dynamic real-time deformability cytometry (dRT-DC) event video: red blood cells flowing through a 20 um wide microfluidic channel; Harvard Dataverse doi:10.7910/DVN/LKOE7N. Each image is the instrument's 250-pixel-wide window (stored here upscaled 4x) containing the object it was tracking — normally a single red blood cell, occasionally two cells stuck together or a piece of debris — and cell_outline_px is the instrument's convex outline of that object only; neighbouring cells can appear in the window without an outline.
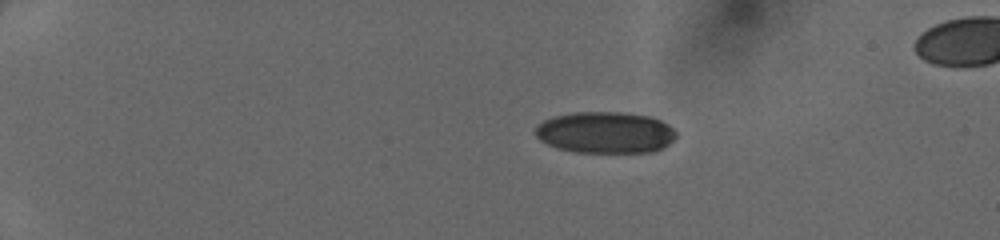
{"species": "human", "species_latin": "Homo sapiens", "temperature_condition": "cold", "stored_images_in_passage": 40, "camera_frame_rate_fps": 3000, "um_per_image_px": 0.085, "donor": {"sex": "female"}, "frame": {"image": 1, "passage_image": 1, "time_ms": 0.0, "image_size_px": [1000, 240], "cell_outline_px": [[676, 136], [668, 144], [652, 152], [576, 152], [556, 148], [540, 140], [536, 136], [536, 124], [552, 116], [572, 112], [624, 112], [652, 116], [668, 124], [676, 132]], "centroid_in_image_um": [51.43, 11.25], "position_along_channel_um": 33.6, "area_um2": 34.22}}
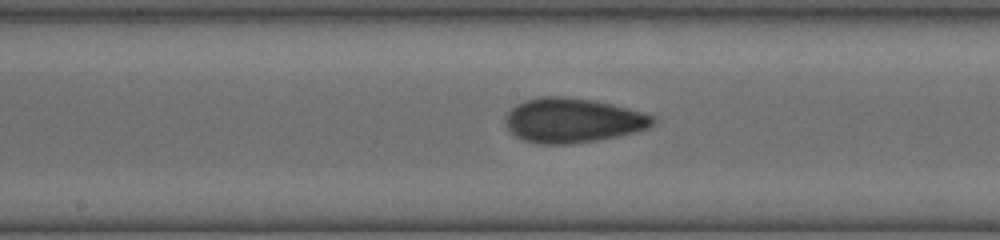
{"frame": {"image": 2, "passage_image": 19, "time_ms": 6.0, "image_size_px": [1000, 240], "cell_outline_px": [[656, 120], [648, 128], [636, 132], [596, 140], [568, 144], [540, 144], [520, 140], [504, 124], [504, 116], [516, 104], [524, 100], [540, 96], [564, 96], [592, 100], [612, 104], [644, 112], [656, 116]], "centroid_in_image_um": [48.66, 10.22], "position_along_channel_um": 199.5, "area_um2": 38.55}}
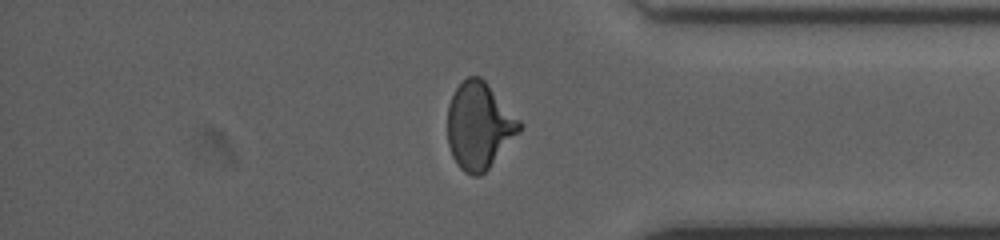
{"frame": {"image": 3, "passage_image": 33, "time_ms": 10.667, "image_size_px": [1000, 240], "cell_outline_px": [[520, 132], [488, 168], [480, 176], [472, 176], [464, 172], [456, 164], [452, 156], [448, 144], [448, 104], [456, 88], [468, 76], [480, 76], [484, 80], [520, 120]], "centroid_in_image_um": [40.71, 10.7], "position_along_channel_um": 394.5, "area_um2": 36.01}}